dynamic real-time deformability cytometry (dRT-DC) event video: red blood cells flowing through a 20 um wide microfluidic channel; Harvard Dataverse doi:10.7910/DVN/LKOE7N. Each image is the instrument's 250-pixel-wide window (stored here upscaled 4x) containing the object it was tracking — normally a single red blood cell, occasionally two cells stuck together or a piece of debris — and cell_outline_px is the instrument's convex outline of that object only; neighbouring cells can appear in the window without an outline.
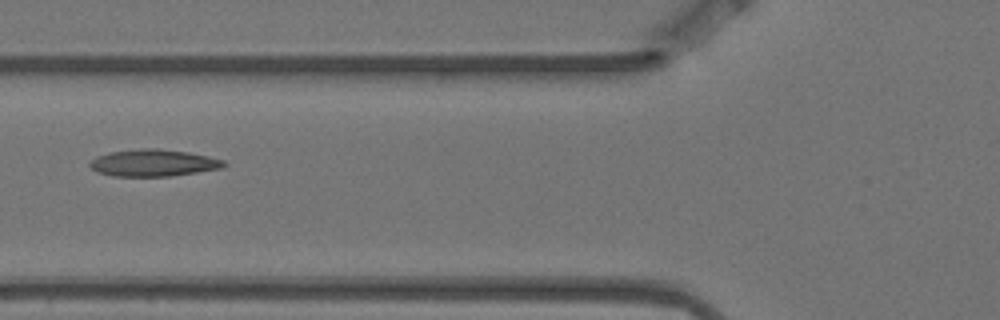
{"species": "Egyptian fruit bat (a non-hibernating species)", "species_latin": "Rousettus aegyptiacus", "temperature_condition": "warm", "stored_images_in_passage": 11, "camera_frame_rate_fps": 3000, "um_per_image_px": 0.085, "animal": {"sex": "female"}, "frame": {"image": 1, "passage_image": 4, "time_ms": 1.0, "image_size_px": [1000, 320], "cell_outline_px": [[228, 164], [224, 168], [172, 176], [112, 176], [96, 172], [88, 164], [96, 156], [108, 152], [140, 148], [160, 148], [188, 152], [208, 156], [224, 160]], "centroid_in_image_um": [13.05, 13.84], "position_along_channel_um": 112.7, "area_um2": 21.33}}
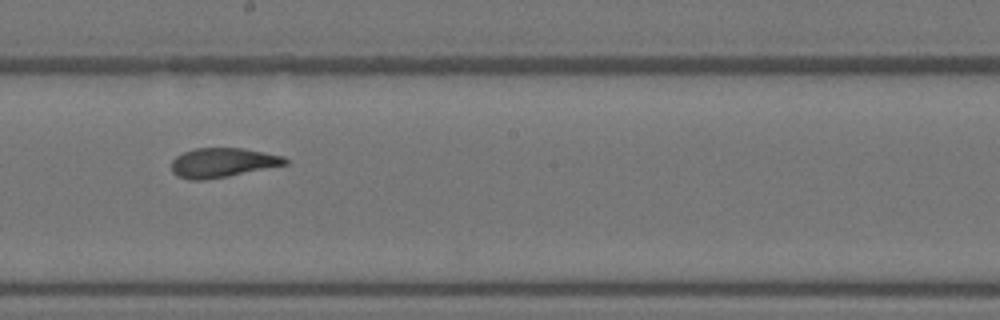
{"frame": {"image": 2, "passage_image": 7, "time_ms": 2.0, "image_size_px": [1000, 320], "cell_outline_px": [[288, 164], [228, 176], [204, 180], [188, 180], [176, 176], [172, 172], [172, 160], [176, 156], [184, 152], [196, 148], [244, 148], [284, 156], [288, 160]], "centroid_in_image_um": [18.91, 13.83], "position_along_channel_um": 229.3, "area_um2": 19.54}}
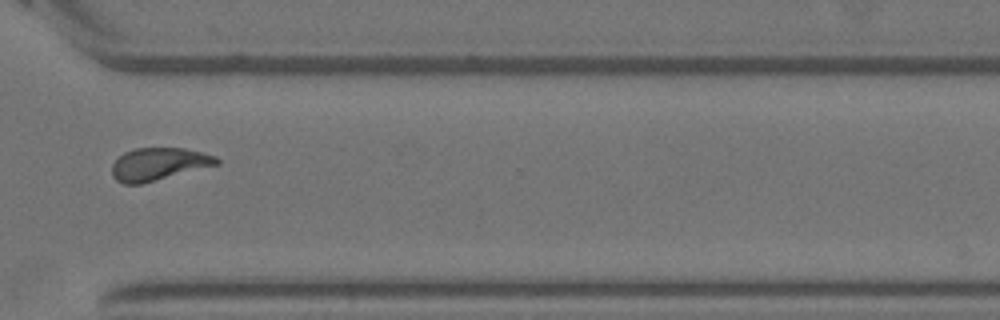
{"frame": {"image": 3, "passage_image": 10, "time_ms": 3.0, "image_size_px": [1000, 320], "cell_outline_px": [[220, 164], [140, 184], [124, 184], [116, 180], [112, 176], [112, 164], [124, 152], [136, 148], [184, 148], [216, 156], [220, 160]], "centroid_in_image_um": [13.48, 13.94], "position_along_channel_um": 357.1, "area_um2": 19.77}}